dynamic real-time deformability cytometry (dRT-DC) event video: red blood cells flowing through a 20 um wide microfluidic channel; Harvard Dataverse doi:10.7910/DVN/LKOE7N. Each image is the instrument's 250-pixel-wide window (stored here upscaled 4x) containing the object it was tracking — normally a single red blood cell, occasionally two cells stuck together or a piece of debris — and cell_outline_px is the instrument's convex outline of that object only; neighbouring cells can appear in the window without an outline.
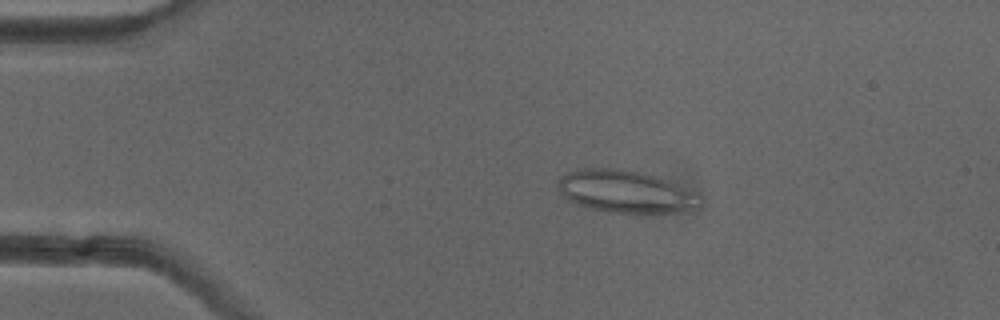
{"species": "common noctule bat (a hibernating species)", "species_latin": "Nyctalus noctula", "temperature_condition": "cold", "stored_images_in_passage": 51, "camera_frame_rate_fps": 3000, "um_per_image_px": 0.085, "animal": {"sex": "female"}, "frame": {"image": 1, "passage_image": 10, "time_ms": 3.0, "image_size_px": [1000, 320], "cell_outline_px": [[704, 200], [700, 208], [680, 212], [612, 212], [592, 208], [568, 200], [564, 196], [560, 188], [560, 176], [568, 172], [580, 168], [624, 168], [656, 176], [668, 180], [704, 196]], "centroid_in_image_um": [53.28, 16.27], "position_along_channel_um": 31.7, "area_um2": 35.08}}
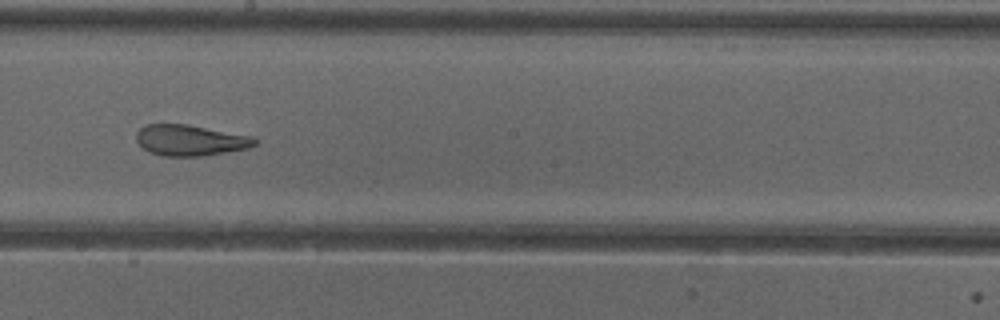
{"frame": {"image": 2, "passage_image": 29, "time_ms": 9.333, "image_size_px": [1000, 320], "cell_outline_px": [[260, 144], [248, 148], [204, 156], [164, 156], [148, 152], [136, 140], [136, 132], [144, 124], [188, 124], [252, 136]], "centroid_in_image_um": [16.18, 11.92], "position_along_channel_um": 232.0, "area_um2": 21.5}}
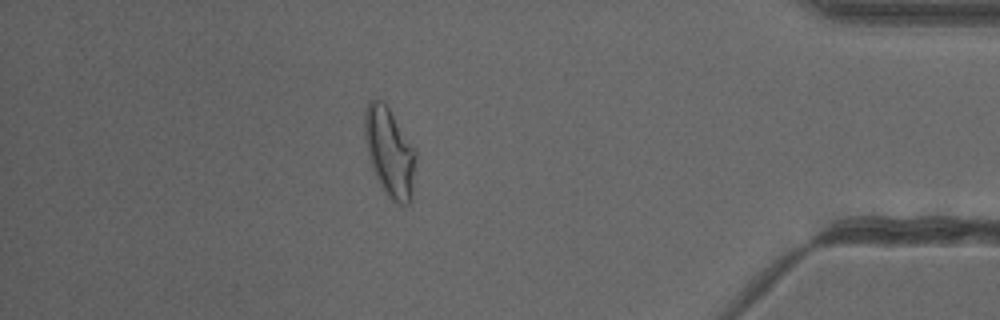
{"frame": {"image": 3, "passage_image": 45, "time_ms": 14.667, "image_size_px": [1000, 320], "cell_outline_px": [[416, 156], [412, 200], [408, 204], [400, 204], [392, 200], [380, 188], [372, 168], [364, 136], [364, 112], [368, 100], [384, 100], [416, 152]], "centroid_in_image_um": [33.1, 12.94], "position_along_channel_um": 402.1, "area_um2": 26.59}, "authors_computed_cell_mechanics": {"area_um2": 25.0852, "velocity_mm_per_s": 3.9657, "shape_relaxation_time_tau1_ms": null, "shape_relaxation_time_tau2_ms": 1.8881, "deformation_change_tau1": null, "deformation_change_tau2": 0.1103}}